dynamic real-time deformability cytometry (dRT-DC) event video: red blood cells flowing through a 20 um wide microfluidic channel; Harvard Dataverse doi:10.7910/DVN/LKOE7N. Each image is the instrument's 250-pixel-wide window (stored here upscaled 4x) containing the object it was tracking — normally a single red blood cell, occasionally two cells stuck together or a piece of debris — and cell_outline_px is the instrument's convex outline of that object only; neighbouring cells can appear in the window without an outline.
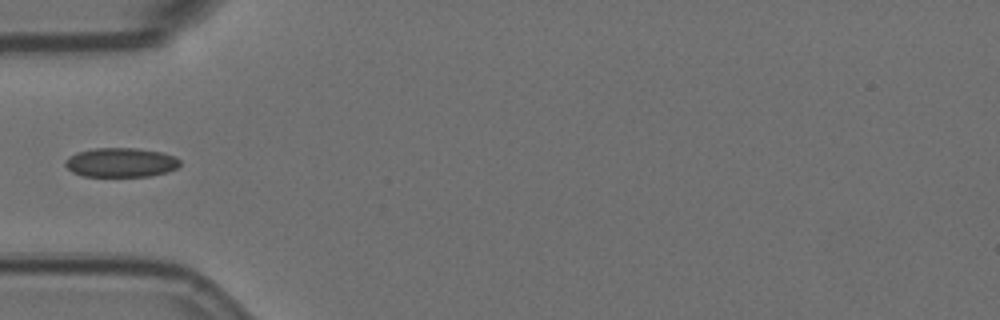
{"species": "Egyptian fruit bat (a non-hibernating species)", "species_latin": "Rousettus aegyptiacus", "temperature_condition": "room temperature", "stored_images_in_passage": 3, "camera_frame_rate_fps": 3000, "um_per_image_px": 0.085, "animal": {"sex": "female"}, "frame": {"image": 1, "passage_image": 1, "time_ms": 0.0, "image_size_px": [1000, 320], "cell_outline_px": [[180, 164], [176, 168], [168, 172], [152, 176], [84, 176], [72, 172], [64, 164], [64, 160], [68, 156], [76, 152], [96, 148], [136, 148], [160, 152], [176, 156], [180, 160]], "centroid_in_image_um": [10.27, 13.81], "position_along_channel_um": 74.7, "area_um2": 19.71}}
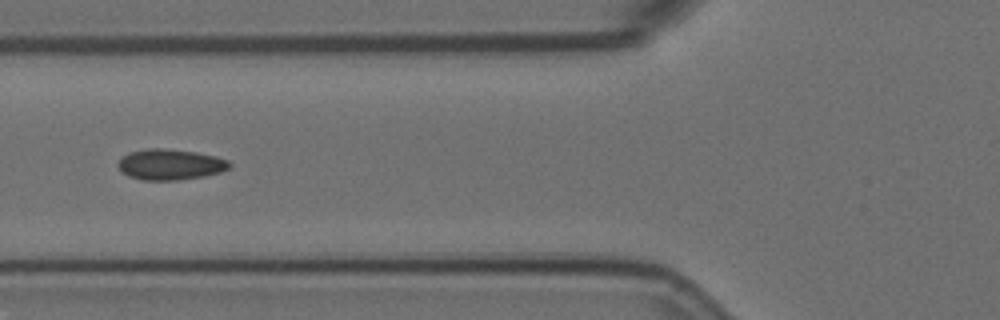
{"frame": {"image": 2, "passage_image": 2, "time_ms": 0.333, "image_size_px": [1000, 320], "cell_outline_px": [[232, 164], [228, 168], [220, 172], [204, 176], [176, 180], [144, 180], [128, 176], [120, 172], [116, 164], [120, 156], [128, 152], [148, 148], [164, 148], [196, 152], [216, 156], [228, 160]], "centroid_in_image_um": [14.41, 13.97], "position_along_channel_um": 111.4, "area_um2": 20.23}}
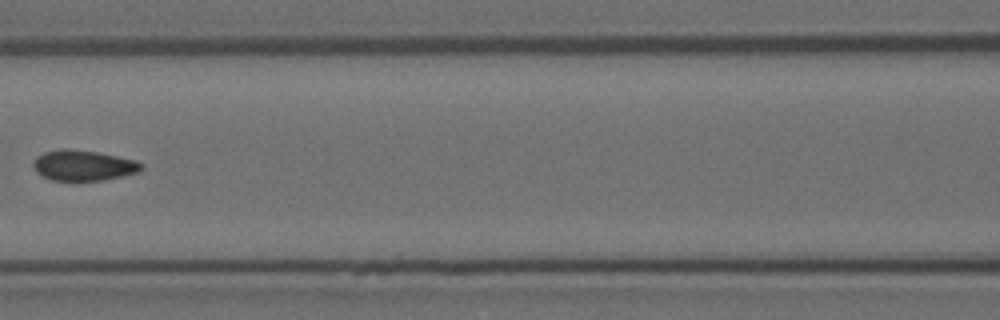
{"frame": {"image": 3, "passage_image": 3, "time_ms": 0.667, "image_size_px": [1000, 320], "cell_outline_px": [[144, 168], [140, 172], [104, 180], [52, 180], [36, 172], [32, 164], [36, 156], [44, 152], [60, 148], [68, 148], [96, 152], [136, 160]], "centroid_in_image_um": [7.07, 14.05], "position_along_channel_um": 159.5, "area_um2": 19.19}}